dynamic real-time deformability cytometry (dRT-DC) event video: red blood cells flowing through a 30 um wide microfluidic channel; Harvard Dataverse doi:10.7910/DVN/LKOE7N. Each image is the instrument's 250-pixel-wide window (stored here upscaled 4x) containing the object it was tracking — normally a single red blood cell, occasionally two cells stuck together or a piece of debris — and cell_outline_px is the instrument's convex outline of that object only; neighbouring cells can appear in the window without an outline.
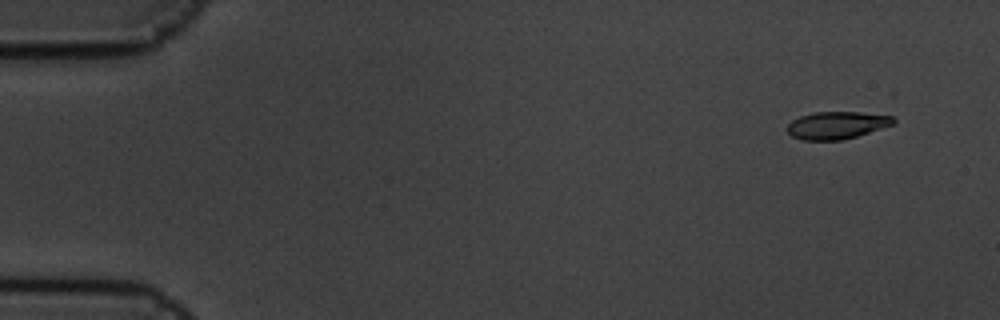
{"species": "common noctule bat (a hibernating species)", "species_latin": "Nyctalus noctula", "temperature_condition": "cold", "stored_images_in_passage": 5, "camera_frame_rate_fps": 3000, "um_per_image_px": 0.085, "animal": {"sex": "male", "body_mass_g": 19.5, "forearm_length_mm": 54.6}, "frame": {"image": 1, "passage_image": 1, "time_ms": 0.0, "image_size_px": [1000, 320], "cell_outline_px": [[896, 120], [892, 124], [856, 136], [840, 140], [800, 140], [792, 136], [784, 128], [792, 120], [800, 116], [816, 112], [860, 112], [892, 116]], "centroid_in_image_um": [71.06, 10.64], "position_along_channel_um": 13.9, "area_um2": 16.82}}
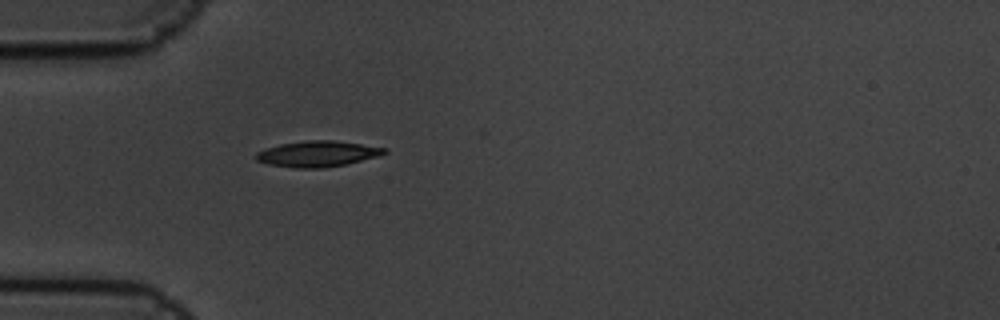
{"frame": {"image": 2, "passage_image": 5, "time_ms": 1.333, "image_size_px": [1000, 320], "cell_outline_px": [[388, 152], [380, 156], [344, 164], [320, 168], [296, 168], [268, 164], [256, 160], [256, 152], [264, 148], [280, 144], [304, 140], [332, 140], [388, 148]], "centroid_in_image_um": [26.98, 13.07], "position_along_channel_um": 58.0, "area_um2": 19.31}}